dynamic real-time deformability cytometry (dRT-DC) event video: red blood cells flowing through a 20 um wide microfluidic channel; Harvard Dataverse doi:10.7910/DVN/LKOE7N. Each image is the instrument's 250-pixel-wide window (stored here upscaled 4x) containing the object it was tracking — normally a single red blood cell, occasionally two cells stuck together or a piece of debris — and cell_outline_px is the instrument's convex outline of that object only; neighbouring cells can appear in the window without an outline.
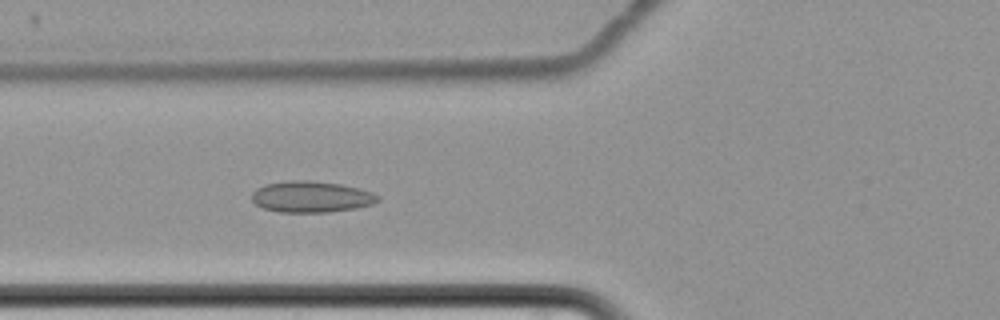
{"species": "common noctule bat (a hibernating species)", "species_latin": "Nyctalus noctula", "temperature_condition": "cold", "stored_images_in_passage": 8, "camera_frame_rate_fps": 3000, "um_per_image_px": 0.085, "animal": {"sex": "female", "body_mass_g": 22.7, "forearm_length_mm": 54.2}, "frame": {"image": 1, "passage_image": 8, "time_ms": 9.667, "image_size_px": [1000, 320], "cell_outline_px": [[380, 200], [372, 204], [356, 208], [328, 212], [280, 212], [264, 208], [256, 204], [252, 200], [252, 192], [256, 188], [264, 184], [288, 180], [312, 180], [340, 184], [360, 188], [372, 192], [380, 196]], "centroid_in_image_um": [26.46, 16.71], "position_along_channel_um": 99.3, "area_um2": 23.12}}